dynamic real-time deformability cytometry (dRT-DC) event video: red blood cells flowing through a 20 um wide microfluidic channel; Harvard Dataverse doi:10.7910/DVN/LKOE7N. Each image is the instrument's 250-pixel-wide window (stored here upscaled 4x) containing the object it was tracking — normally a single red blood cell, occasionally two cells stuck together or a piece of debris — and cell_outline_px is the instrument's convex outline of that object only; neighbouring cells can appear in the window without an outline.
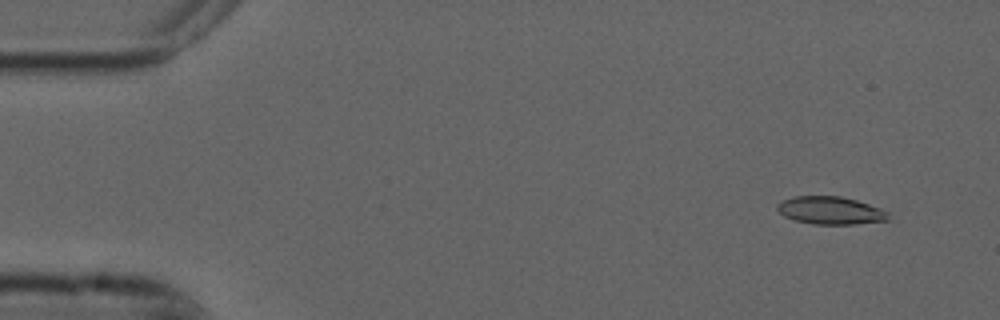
{"species": "common noctule bat (a hibernating species)", "species_latin": "Nyctalus noctula", "temperature_condition": "cold", "stored_images_in_passage": 5, "camera_frame_rate_fps": 3000, "um_per_image_px": 0.085, "animal": {"sex": "male", "forearm_length_mm": 52.5}, "frame": {"image": 1, "passage_image": 2, "time_ms": 0.333, "image_size_px": [1000, 320], "cell_outline_px": [[888, 220], [856, 224], [812, 224], [792, 220], [784, 216], [776, 208], [776, 204], [792, 196], [840, 196], [856, 200], [880, 208], [888, 212]], "centroid_in_image_um": [70.55, 17.89], "position_along_channel_um": 14.4, "area_um2": 17.98}}